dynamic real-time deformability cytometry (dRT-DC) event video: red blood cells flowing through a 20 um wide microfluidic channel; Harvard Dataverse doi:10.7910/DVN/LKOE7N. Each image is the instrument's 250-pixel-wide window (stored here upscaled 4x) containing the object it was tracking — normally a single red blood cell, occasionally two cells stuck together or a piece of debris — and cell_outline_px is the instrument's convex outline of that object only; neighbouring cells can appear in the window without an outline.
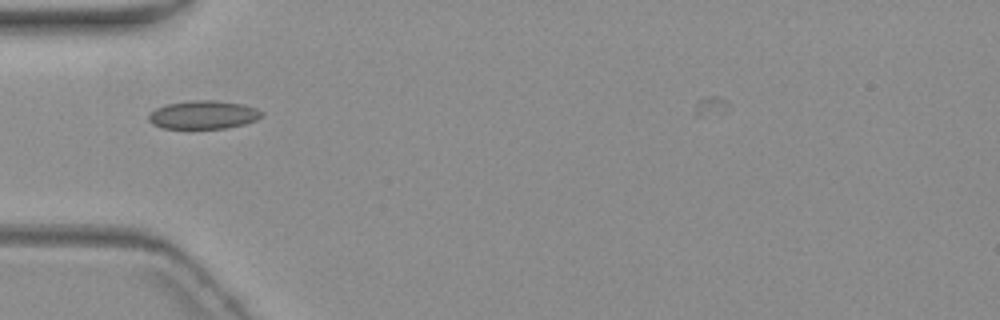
{"species": "common noctule bat (a hibernating species)", "species_latin": "Nyctalus noctula", "temperature_condition": "warm", "stored_images_in_passage": 5, "camera_frame_rate_fps": 3000, "um_per_image_px": 0.085, "animal": {"sex": "female", "body_mass_g": 19.3, "forearm_length_mm": 54.1}, "frame": {"image": 1, "passage_image": 1, "time_ms": 0.0, "image_size_px": [1000, 320], "cell_outline_px": [[264, 116], [256, 120], [244, 124], [228, 128], [164, 128], [152, 124], [148, 120], [148, 116], [156, 108], [164, 104], [192, 100], [216, 100], [244, 104], [256, 108], [264, 112]], "centroid_in_image_um": [17.32, 9.75], "position_along_channel_um": 67.7, "area_um2": 18.84}}
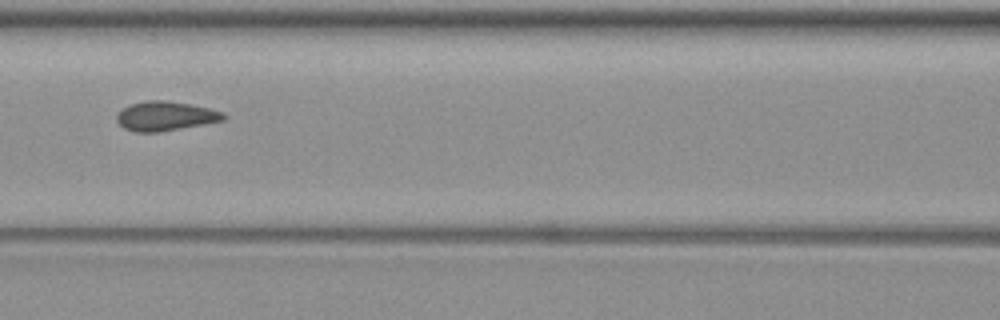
{"frame": {"image": 2, "passage_image": 3, "time_ms": 2.333, "image_size_px": [1000, 320], "cell_outline_px": [[228, 116], [224, 120], [204, 124], [160, 132], [132, 132], [124, 128], [116, 120], [116, 116], [128, 104], [144, 100], [164, 100], [192, 104], [224, 112]], "centroid_in_image_um": [14.07, 9.86], "position_along_channel_um": 152.5, "area_um2": 18.44}}
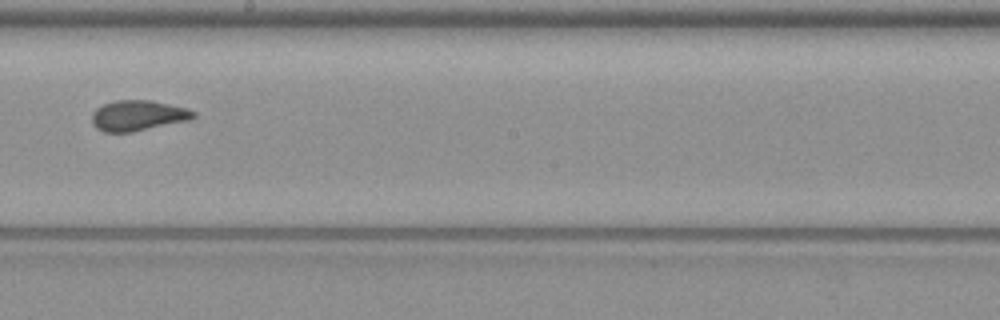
{"frame": {"image": 3, "passage_image": 5, "time_ms": 4.667, "image_size_px": [1000, 320], "cell_outline_px": [[196, 116], [188, 120], [132, 132], [104, 132], [96, 128], [92, 124], [92, 112], [96, 108], [104, 104], [116, 100], [152, 100], [188, 108], [196, 112]], "centroid_in_image_um": [11.72, 9.81], "position_along_channel_um": 236.5, "area_um2": 18.09}}